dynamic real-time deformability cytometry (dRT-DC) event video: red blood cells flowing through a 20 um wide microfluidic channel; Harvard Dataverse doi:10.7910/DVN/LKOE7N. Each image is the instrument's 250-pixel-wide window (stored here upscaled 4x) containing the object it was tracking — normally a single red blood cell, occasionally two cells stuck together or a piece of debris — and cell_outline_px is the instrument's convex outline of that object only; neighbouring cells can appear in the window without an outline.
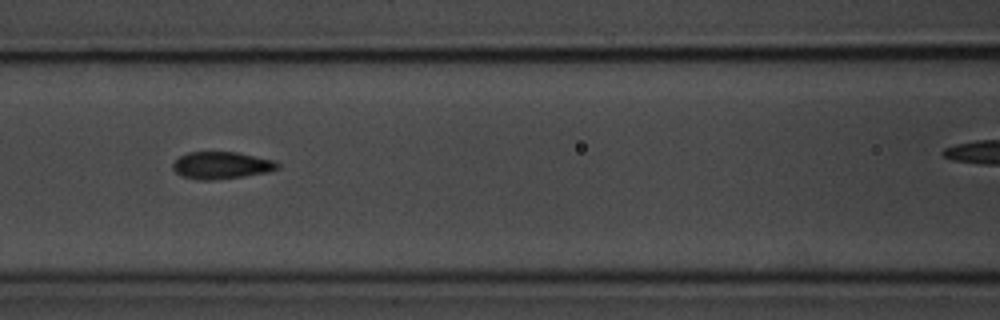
{"species": "common noctule bat (a hibernating species)", "species_latin": "Nyctalus noctula", "temperature_condition": "room temperature", "stored_images_in_passage": 11, "camera_frame_rate_fps": 3000, "um_per_image_px": 0.085, "animal": {"sex": "male", "body_mass_g": 20.1, "forearm_length_mm": 53.5}, "frame": {"image": 1, "passage_image": 8, "time_ms": 8.0, "image_size_px": [1000, 320], "cell_outline_px": [[280, 168], [268, 172], [244, 176], [212, 180], [196, 180], [180, 176], [172, 168], [172, 164], [180, 156], [188, 152], [236, 152], [276, 160], [280, 164]], "centroid_in_image_um": [18.83, 14.06], "position_along_channel_um": 147.8, "area_um2": 16.76}}
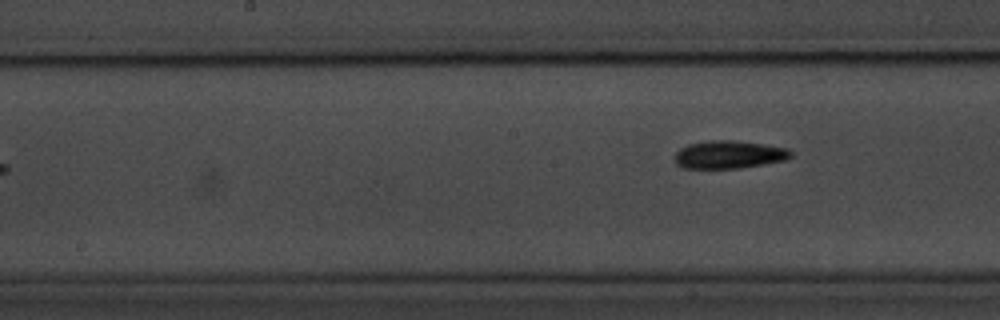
{"frame": {"image": 2, "passage_image": 10, "time_ms": 11.0, "image_size_px": [1000, 320], "cell_outline_px": [[792, 156], [784, 160], [764, 164], [740, 168], [684, 168], [676, 164], [676, 152], [680, 148], [688, 144], [708, 140], [732, 140], [788, 148], [792, 152]], "centroid_in_image_um": [61.95, 13.14], "position_along_channel_um": 186.2, "area_um2": 18.73}}